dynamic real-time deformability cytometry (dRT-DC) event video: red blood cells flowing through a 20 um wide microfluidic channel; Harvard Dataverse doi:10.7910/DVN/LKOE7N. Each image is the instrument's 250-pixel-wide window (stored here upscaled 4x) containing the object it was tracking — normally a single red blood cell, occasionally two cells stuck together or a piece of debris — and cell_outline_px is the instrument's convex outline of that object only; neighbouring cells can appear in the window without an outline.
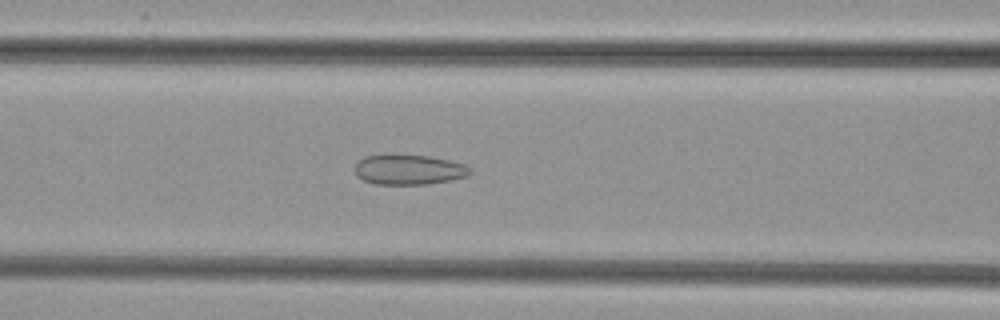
{"species": "common noctule bat (a hibernating species)", "species_latin": "Nyctalus noctula", "temperature_condition": "cold", "stored_images_in_passage": 52, "camera_frame_rate_fps": 3000, "um_per_image_px": 0.085, "animal": {"sex": "female", "body_mass_g": 29.2, "forearm_length_mm": 56.3}, "frame": {"image": 1, "passage_image": 22, "time_ms": 7.0, "image_size_px": [1000, 320], "cell_outline_px": [[472, 172], [468, 176], [448, 180], [424, 184], [376, 184], [364, 180], [356, 176], [352, 168], [364, 156], [428, 156], [448, 160], [464, 164]], "centroid_in_image_um": [34.71, 14.44], "position_along_channel_um": 131.9, "area_um2": 19.71}}
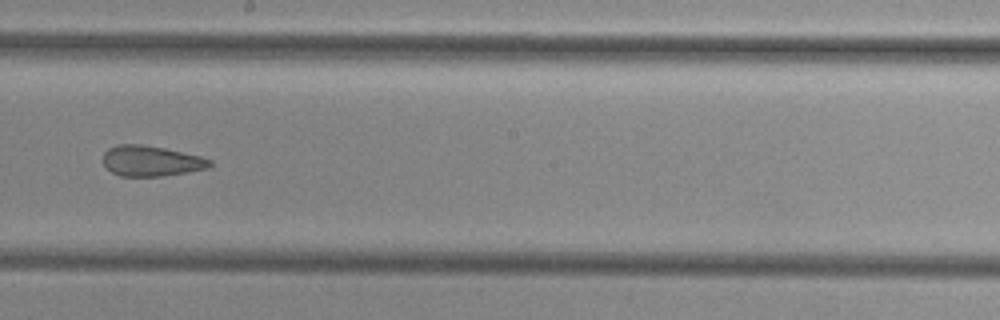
{"frame": {"image": 2, "passage_image": 30, "time_ms": 9.667, "image_size_px": [1000, 320], "cell_outline_px": [[212, 164], [208, 168], [188, 172], [160, 176], [120, 176], [112, 172], [104, 164], [104, 152], [108, 148], [120, 144], [140, 144], [164, 148], [200, 156], [212, 160]], "centroid_in_image_um": [12.85, 13.68], "position_along_channel_um": 235.3, "area_um2": 18.84}}
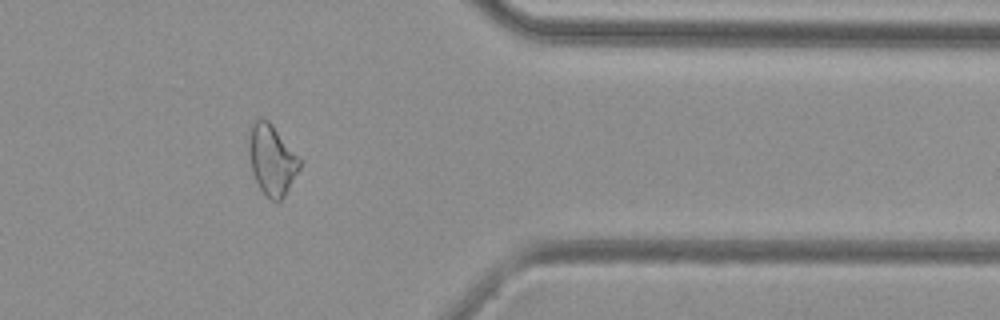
{"frame": {"image": 3, "passage_image": 43, "time_ms": 14.0, "image_size_px": [1000, 320], "cell_outline_px": [[300, 168], [284, 196], [280, 200], [272, 200], [260, 188], [252, 172], [248, 152], [248, 144], [252, 124], [256, 116], [260, 116], [268, 120], [272, 124], [300, 160]], "centroid_in_image_um": [23.07, 13.54], "position_along_channel_um": 388.3, "area_um2": 20.46}}